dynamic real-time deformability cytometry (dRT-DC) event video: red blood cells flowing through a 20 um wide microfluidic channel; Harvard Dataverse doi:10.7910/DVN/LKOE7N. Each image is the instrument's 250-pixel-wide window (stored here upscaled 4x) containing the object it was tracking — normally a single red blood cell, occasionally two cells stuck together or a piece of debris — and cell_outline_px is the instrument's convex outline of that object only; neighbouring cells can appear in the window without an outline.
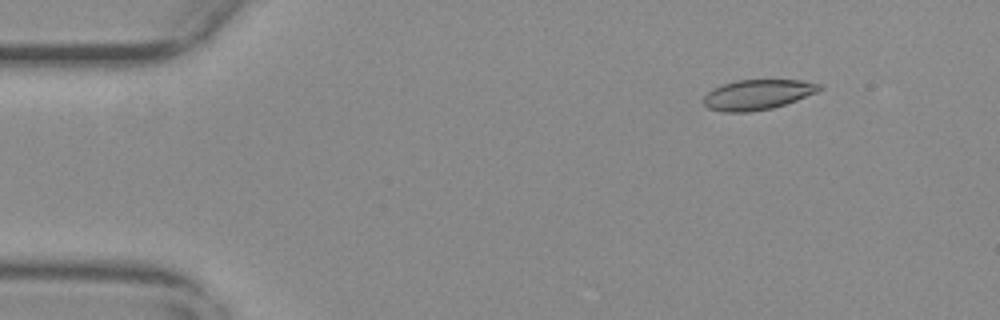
{"species": "common noctule bat (a hibernating species)", "species_latin": "Nyctalus noctula", "temperature_condition": "warm", "stored_images_in_passage": 15, "camera_frame_rate_fps": 3000, "um_per_image_px": 0.085, "animal": {"sex": "female", "body_mass_g": 29.2, "forearm_length_mm": 56.3}, "frame": {"image": 1, "passage_image": 7, "time_ms": 2.0, "image_size_px": [1000, 320], "cell_outline_px": [[824, 88], [816, 92], [796, 100], [772, 108], [748, 112], [724, 112], [708, 108], [704, 104], [704, 96], [712, 88], [736, 80], [800, 80], [820, 84]], "centroid_in_image_um": [64.38, 8.04], "position_along_channel_um": 20.6, "area_um2": 20.17}}